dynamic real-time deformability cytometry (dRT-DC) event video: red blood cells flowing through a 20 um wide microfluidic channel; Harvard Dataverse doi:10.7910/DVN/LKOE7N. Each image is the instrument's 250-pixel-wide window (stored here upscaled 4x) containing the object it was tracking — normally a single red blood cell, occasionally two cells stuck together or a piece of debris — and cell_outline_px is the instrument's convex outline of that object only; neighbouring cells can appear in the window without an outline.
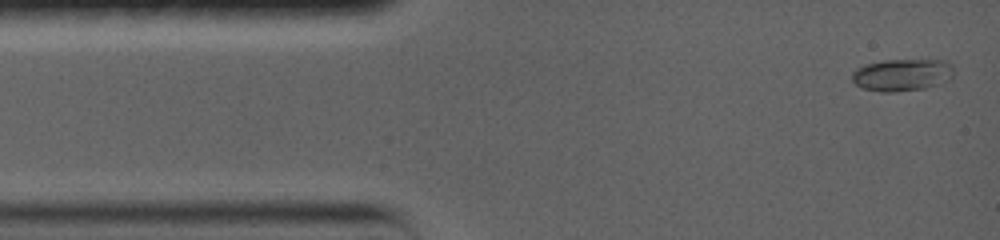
{"species": "common noctule bat (a hibernating species)", "species_latin": "Nyctalus noctula", "temperature_condition": "warm", "stored_images_in_passage": 19, "camera_frame_rate_fps": 5000, "um_per_image_px": 0.085, "animal": {"sex": "female", "body_mass_g": 19.0, "forearm_length_mm": 56.7}, "frame": {"image": 1, "passage_image": 1, "time_ms": 0.0, "image_size_px": [1000, 240], "cell_outline_px": [[932, 64], [928, 84], [920, 88], [864, 88], [856, 84], [852, 80], [852, 76], [860, 68], [868, 64], [892, 60], [924, 60]], "centroid_in_image_um": [75.99, 6.34], "position_along_channel_um": 9.0, "area_um2": 13.87}}
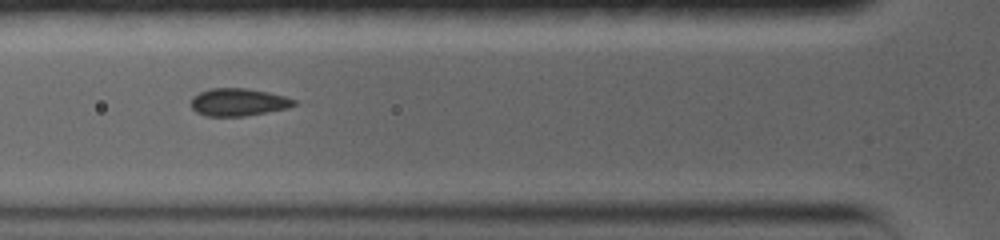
{"frame": {"image": 2, "passage_image": 8, "time_ms": 4.4, "image_size_px": [1000, 240], "cell_outline_px": [[292, 104], [280, 108], [240, 116], [212, 116], [200, 112], [192, 108], [192, 100], [196, 96], [204, 92], [216, 88], [240, 88], [264, 92], [280, 96], [292, 100]], "centroid_in_image_um": [20.15, 8.68], "position_along_channel_um": 105.7, "area_um2": 14.97}}
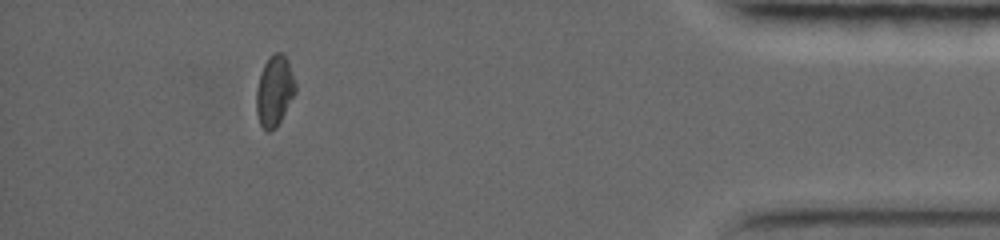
{"frame": {"image": 3, "passage_image": 17, "time_ms": 14.0, "image_size_px": [1000, 240], "cell_outline_px": [[296, 92], [276, 128], [268, 132], [260, 124], [256, 112], [256, 88], [264, 64], [268, 56], [272, 52], [280, 52], [288, 60], [296, 84]], "centroid_in_image_um": [23.33, 7.71], "position_along_channel_um": 411.9, "area_um2": 16.13}}